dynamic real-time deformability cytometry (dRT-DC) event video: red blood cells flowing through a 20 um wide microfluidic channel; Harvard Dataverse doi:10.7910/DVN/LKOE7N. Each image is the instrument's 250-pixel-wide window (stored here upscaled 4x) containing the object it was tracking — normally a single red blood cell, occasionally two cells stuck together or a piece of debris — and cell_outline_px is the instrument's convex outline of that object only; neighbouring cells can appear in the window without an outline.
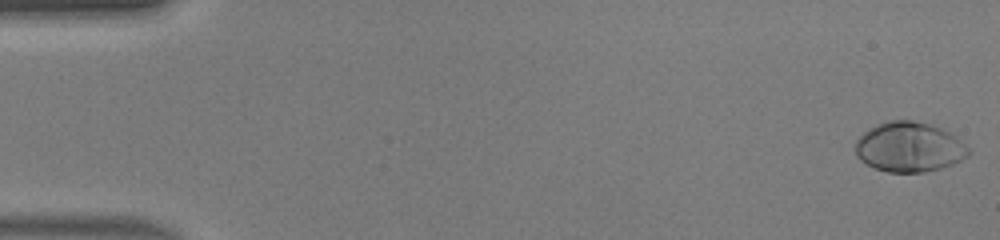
{"species": "human", "species_latin": "Homo sapiens", "temperature_condition": "warm", "stored_images_in_passage": 43, "camera_frame_rate_fps": 3000, "um_per_image_px": 0.085, "donor": {"sex": "male"}, "frame": {"image": 1, "passage_image": 1, "time_ms": 0.0, "image_size_px": [1000, 240], "cell_outline_px": [[972, 152], [968, 156], [952, 164], [940, 168], [924, 172], [888, 172], [876, 168], [860, 160], [856, 156], [856, 140], [864, 132], [888, 120], [912, 120], [928, 124], [940, 128], [956, 136]], "centroid_in_image_um": [77.29, 12.5], "position_along_channel_um": 7.7, "area_um2": 32.54}}
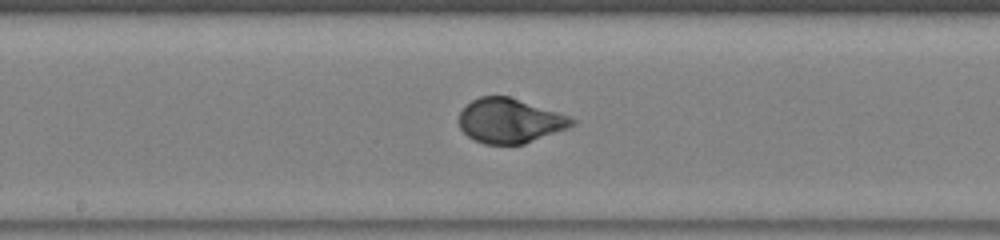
{"frame": {"image": 2, "passage_image": 25, "time_ms": 8.0, "image_size_px": [1000, 240], "cell_outline_px": [[576, 124], [568, 128], [524, 144], [484, 144], [468, 136], [460, 128], [460, 112], [472, 100], [480, 96], [508, 96], [572, 116], [576, 120]], "centroid_in_image_um": [43.38, 10.26], "position_along_channel_um": 204.8, "area_um2": 29.25}}
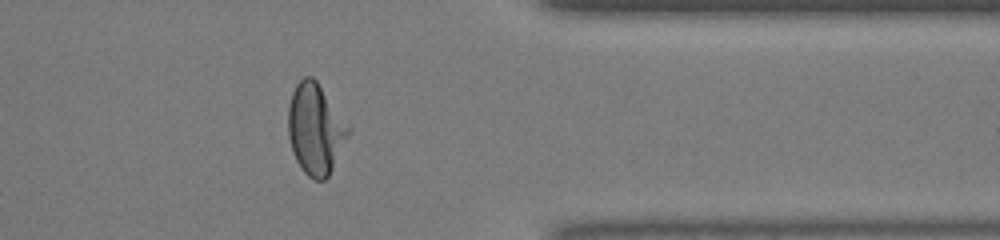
{"frame": {"image": 3, "passage_image": 38, "time_ms": 12.333, "image_size_px": [1000, 240], "cell_outline_px": [[352, 128], [328, 176], [324, 180], [312, 180], [300, 168], [292, 152], [288, 136], [288, 104], [292, 92], [296, 84], [304, 76], [312, 76], [316, 80]], "centroid_in_image_um": [26.8, 10.96], "position_along_channel_um": 384.6, "area_um2": 31.91}, "authors_computed_cell_mechanics": {"area_um2": 30.6918, "velocity_mm_per_s": 4.4374, "shape_relaxation_time_tau1_ms": 2.5634, "shape_relaxation_time_tau2_ms": null, "deformation_change_tau1": 0.1796, "deformation_change_tau2": null}}